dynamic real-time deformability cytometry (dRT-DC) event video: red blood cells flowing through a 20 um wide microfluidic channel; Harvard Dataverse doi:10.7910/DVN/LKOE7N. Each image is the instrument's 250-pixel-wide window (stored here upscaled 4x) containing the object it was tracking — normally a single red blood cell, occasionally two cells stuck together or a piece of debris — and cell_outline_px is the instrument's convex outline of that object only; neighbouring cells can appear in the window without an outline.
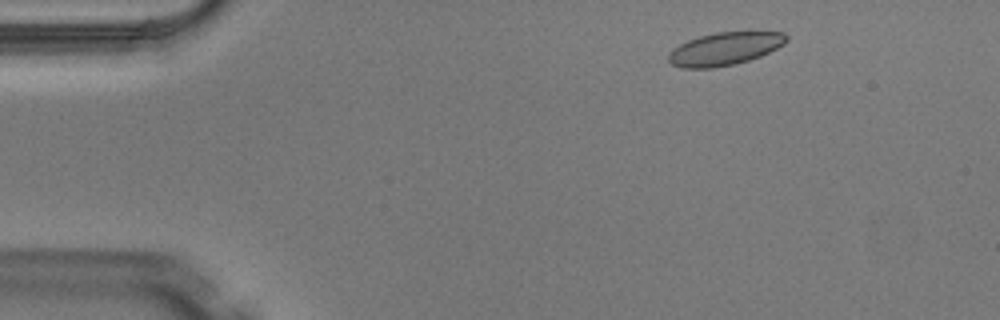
{"species": "Egyptian fruit bat (a non-hibernating species)", "species_latin": "Rousettus aegyptiacus", "temperature_condition": "warm", "stored_images_in_passage": 3, "camera_frame_rate_fps": 3000, "um_per_image_px": 0.085, "animal": {"sex": "male"}, "frame": {"image": 1, "passage_image": 1, "time_ms": 0.0, "image_size_px": [1000, 320], "cell_outline_px": [[788, 40], [784, 44], [760, 56], [736, 64], [712, 68], [680, 68], [672, 64], [668, 60], [668, 52], [680, 44], [688, 40], [700, 36], [716, 32], [784, 32], [788, 36]], "centroid_in_image_um": [61.58, 4.15], "position_along_channel_um": 23.4, "area_um2": 22.54}}